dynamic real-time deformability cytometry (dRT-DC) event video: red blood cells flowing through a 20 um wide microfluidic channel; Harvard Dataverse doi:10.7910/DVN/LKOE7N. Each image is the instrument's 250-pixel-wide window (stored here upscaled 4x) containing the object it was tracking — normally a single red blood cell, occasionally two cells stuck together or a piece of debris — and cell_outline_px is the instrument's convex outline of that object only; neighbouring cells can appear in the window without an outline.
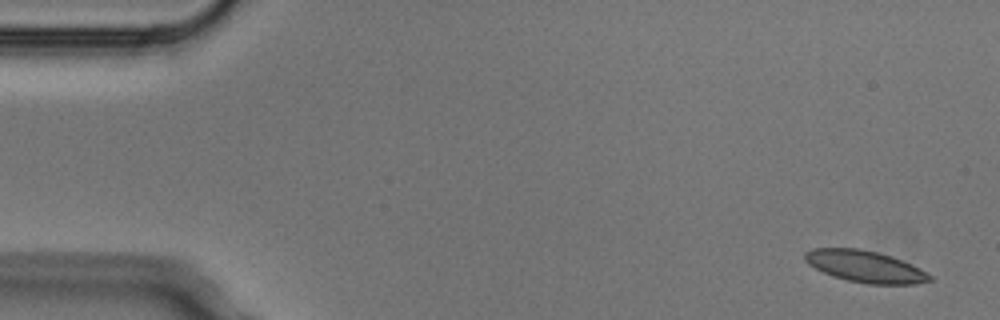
{"species": "Egyptian fruit bat (a non-hibernating species)", "species_latin": "Rousettus aegyptiacus", "temperature_condition": "cold", "stored_images_in_passage": 4, "camera_frame_rate_fps": 3000, "um_per_image_px": 0.085, "animal": {"sex": "male"}, "frame": {"image": 1, "passage_image": 1, "time_ms": 0.0, "image_size_px": [1000, 320], "cell_outline_px": [[932, 280], [916, 284], [868, 284], [848, 280], [824, 272], [808, 264], [804, 260], [804, 252], [812, 248], [860, 248], [892, 256], [920, 268], [932, 276]], "centroid_in_image_um": [73.54, 22.64], "position_along_channel_um": 11.5, "area_um2": 22.95}}
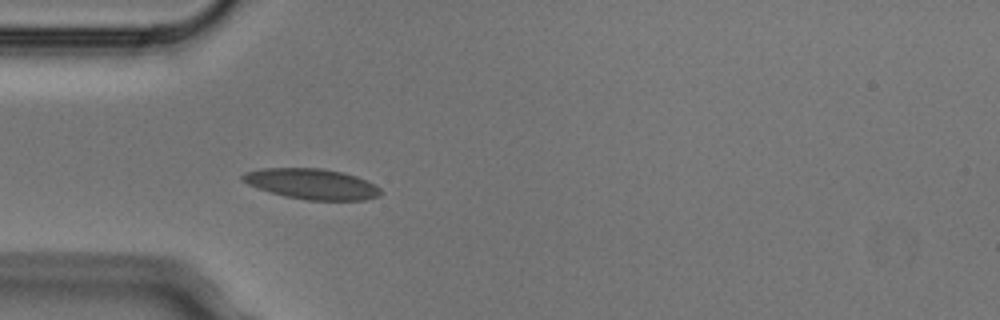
{"frame": {"image": 2, "passage_image": 4, "time_ms": 1.0, "image_size_px": [1000, 320], "cell_outline_px": [[384, 192], [380, 196], [364, 200], [308, 200], [284, 196], [248, 184], [240, 180], [240, 176], [244, 172], [260, 168], [320, 168], [344, 172], [356, 176], [376, 184]], "centroid_in_image_um": [26.53, 15.63], "position_along_channel_um": 58.5, "area_um2": 24.74}}